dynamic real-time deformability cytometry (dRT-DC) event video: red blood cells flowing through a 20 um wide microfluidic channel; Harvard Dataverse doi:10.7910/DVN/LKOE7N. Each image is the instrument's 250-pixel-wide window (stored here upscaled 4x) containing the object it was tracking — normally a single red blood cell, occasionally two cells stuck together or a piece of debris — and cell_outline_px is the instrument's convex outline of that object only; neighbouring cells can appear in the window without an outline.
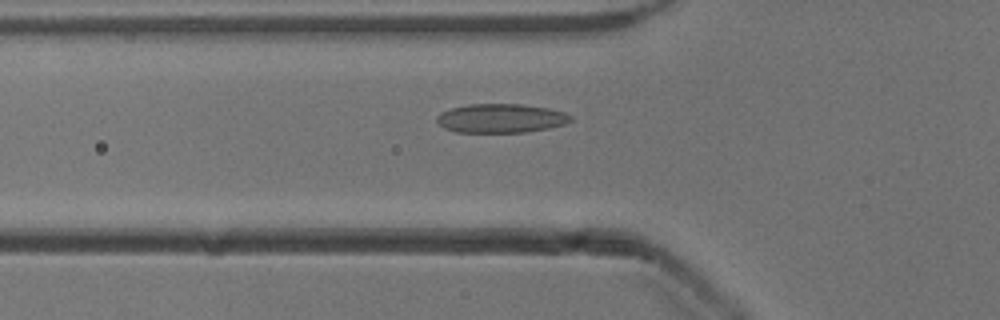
{"species": "common noctule bat (a hibernating species)", "species_latin": "Nyctalus noctula", "temperature_condition": "cold", "stored_images_in_passage": 37, "camera_frame_rate_fps": 3000, "um_per_image_px": 0.085, "animal": {"sex": "male", "body_mass_g": 13.3}, "frame": {"image": 1, "passage_image": 8, "time_ms": 2.333, "image_size_px": [1000, 320], "cell_outline_px": [[572, 120], [564, 124], [548, 128], [524, 132], [456, 132], [444, 128], [436, 120], [436, 116], [440, 112], [452, 108], [468, 104], [520, 104], [548, 108], [564, 112], [572, 116]], "centroid_in_image_um": [42.56, 10.05], "position_along_channel_um": 83.2, "area_um2": 22.54}}
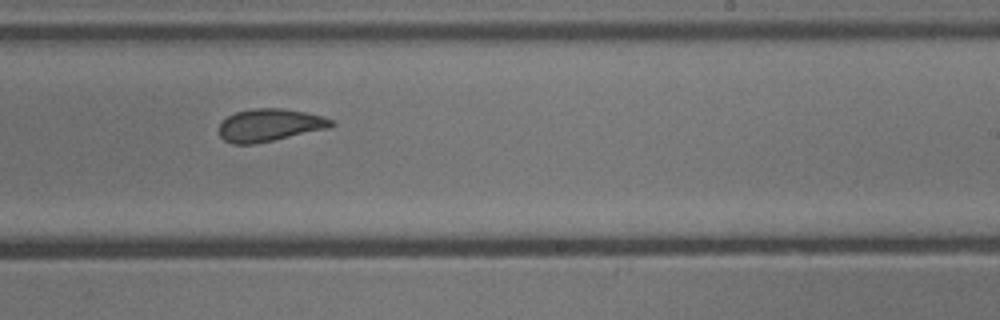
{"frame": {"image": 2, "passage_image": 22, "time_ms": 7.0, "image_size_px": [1000, 320], "cell_outline_px": [[336, 124], [328, 128], [272, 140], [252, 144], [232, 144], [224, 140], [220, 136], [220, 124], [228, 116], [236, 112], [252, 108], [280, 108], [304, 112], [324, 116], [332, 120]], "centroid_in_image_um": [22.92, 10.62], "position_along_channel_um": 266.1, "area_um2": 21.04}}
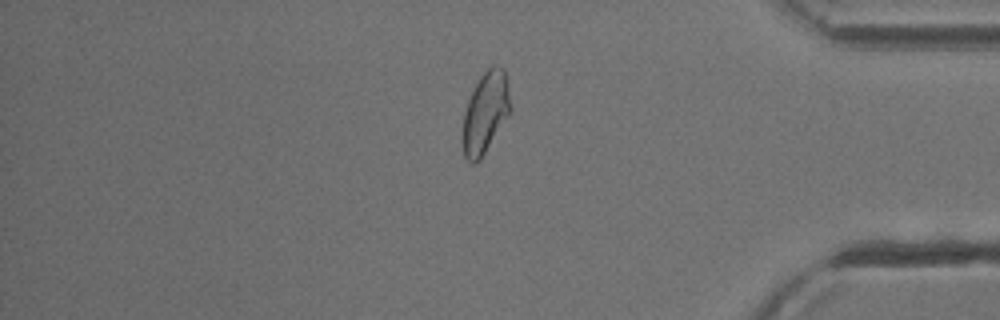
{"frame": {"image": 3, "passage_image": 34, "time_ms": 11.0, "image_size_px": [1000, 320], "cell_outline_px": [[508, 116], [480, 160], [476, 164], [472, 164], [464, 156], [460, 140], [460, 136], [464, 112], [468, 100], [480, 76], [492, 64], [496, 64], [504, 68], [508, 84]], "centroid_in_image_um": [41.2, 9.61], "position_along_channel_um": 394.0, "area_um2": 22.66}, "authors_computed_cell_mechanics": {"area_um2": 22.3686, "velocity_mm_per_s": 3.9023, "shape_relaxation_time_tau1_ms": 9.1911, "shape_relaxation_time_tau2_ms": 1.5814, "deformation_change_tau1": 0.176, "deformation_change_tau2": 0.0714}}